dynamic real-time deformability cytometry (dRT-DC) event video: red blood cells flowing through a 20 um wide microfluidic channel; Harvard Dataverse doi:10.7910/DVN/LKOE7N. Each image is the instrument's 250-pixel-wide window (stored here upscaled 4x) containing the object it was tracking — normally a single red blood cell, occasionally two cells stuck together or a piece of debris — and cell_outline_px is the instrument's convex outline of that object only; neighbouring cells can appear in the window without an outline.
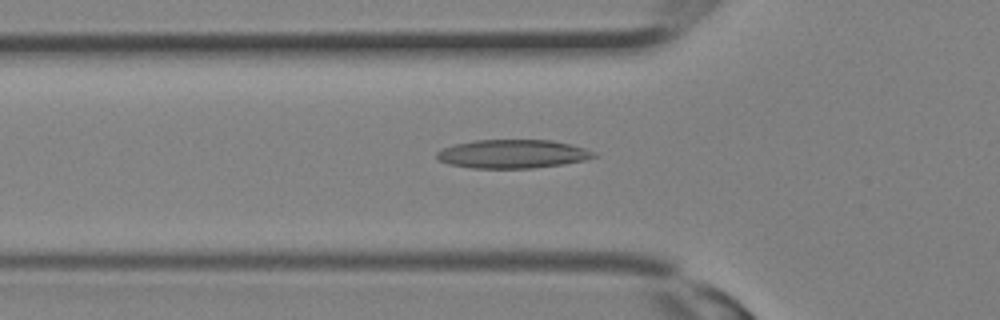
{"species": "Egyptian fruit bat (a non-hibernating species)", "species_latin": "Rousettus aegyptiacus", "temperature_condition": "room temperature", "stored_images_in_passage": 20, "camera_frame_rate_fps": 3000, "um_per_image_px": 0.085, "animal": {"sex": "female"}, "frame": {"image": 1, "passage_image": 10, "time_ms": 3.0, "image_size_px": [1000, 320], "cell_outline_px": [[596, 156], [584, 160], [564, 164], [532, 168], [472, 168], [448, 164], [436, 160], [436, 152], [440, 148], [456, 144], [476, 140], [552, 140], [572, 144], [596, 152]], "centroid_in_image_um": [43.54, 13.08], "position_along_channel_um": 82.3, "area_um2": 26.36}}
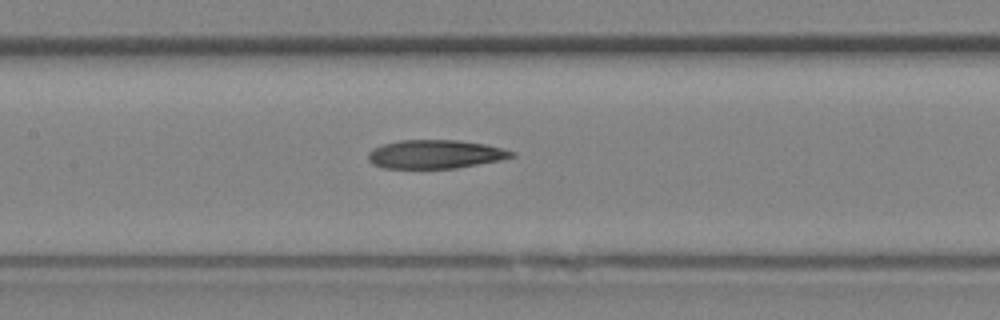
{"frame": {"image": 2, "passage_image": 14, "time_ms": 4.333, "image_size_px": [1000, 320], "cell_outline_px": [[516, 156], [500, 160], [456, 168], [384, 168], [372, 164], [368, 160], [368, 152], [372, 148], [384, 144], [400, 140], [460, 140], [484, 144], [516, 152]], "centroid_in_image_um": [36.98, 13.11], "position_along_channel_um": 170.4, "area_um2": 23.93}}
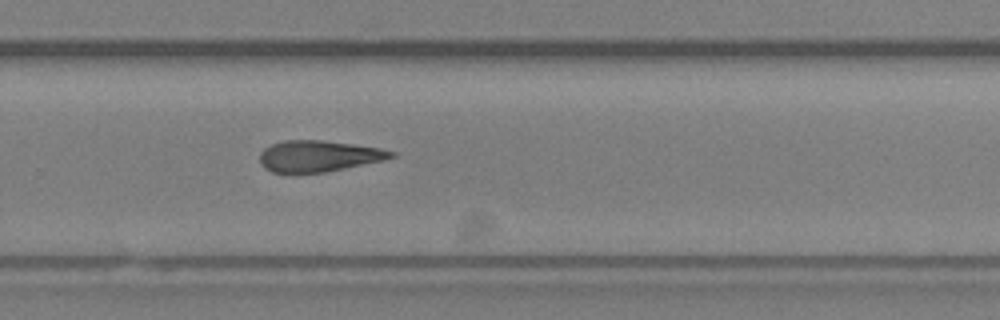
{"frame": {"image": 3, "passage_image": 20, "time_ms": 6.333, "image_size_px": [1000, 320], "cell_outline_px": [[396, 156], [380, 160], [344, 168], [324, 172], [272, 172], [264, 168], [260, 164], [260, 152], [264, 148], [272, 144], [284, 140], [320, 140], [352, 144], [380, 148], [396, 152]], "centroid_in_image_um": [27.03, 13.25], "position_along_channel_um": 302.8, "area_um2": 23.52}}